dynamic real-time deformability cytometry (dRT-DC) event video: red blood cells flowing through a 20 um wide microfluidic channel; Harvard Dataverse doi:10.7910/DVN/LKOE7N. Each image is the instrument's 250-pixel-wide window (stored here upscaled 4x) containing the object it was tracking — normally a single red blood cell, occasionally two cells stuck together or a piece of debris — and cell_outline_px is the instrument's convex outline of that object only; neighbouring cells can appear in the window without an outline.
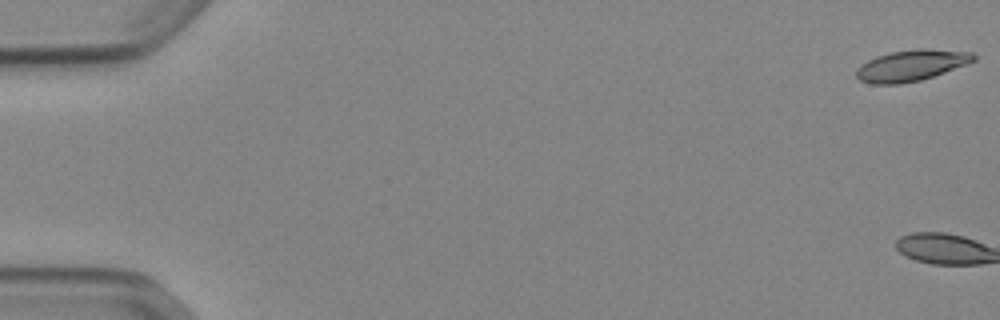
{"species": "Egyptian fruit bat (a non-hibernating species)", "species_latin": "Rousettus aegyptiacus", "temperature_condition": "cold", "stored_images_in_passage": 3, "camera_frame_rate_fps": 3000, "um_per_image_px": 0.085, "animal": {"sex": "female"}, "frame": {"image": 1, "passage_image": 1, "time_ms": 0.0, "image_size_px": [1000, 320], "cell_outline_px": [[976, 60], [968, 64], [920, 80], [900, 84], [872, 84], [860, 80], [856, 76], [856, 68], [860, 64], [876, 56], [892, 52], [920, 48], [972, 52], [976, 56]], "centroid_in_image_um": [77.45, 5.56], "position_along_channel_um": 7.6, "area_um2": 21.21}}